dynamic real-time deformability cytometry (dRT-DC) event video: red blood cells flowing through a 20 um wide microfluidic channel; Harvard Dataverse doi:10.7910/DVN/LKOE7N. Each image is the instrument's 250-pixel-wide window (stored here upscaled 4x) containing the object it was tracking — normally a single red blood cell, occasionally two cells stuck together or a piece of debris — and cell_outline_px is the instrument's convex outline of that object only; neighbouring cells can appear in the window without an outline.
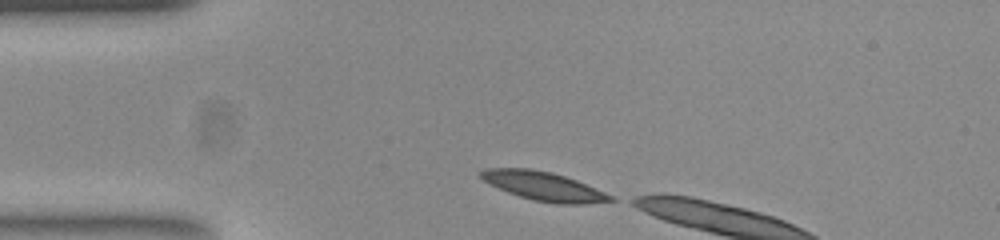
{"species": "common noctule bat (a hibernating species)", "species_latin": "Nyctalus noctula", "temperature_condition": "room temperature", "stored_images_in_passage": 4, "camera_frame_rate_fps": 3000, "um_per_image_px": 0.085, "animal": {"sex": "female", "body_mass_g": 23.0, "forearm_length_mm": 53.4}, "frame": {"image": 1, "passage_image": 1, "time_ms": 0.0, "image_size_px": [1000, 240], "cell_outline_px": [[616, 200], [584, 204], [556, 204], [532, 200], [508, 192], [484, 180], [480, 176], [480, 172], [488, 168], [532, 168], [552, 172], [576, 180], [604, 192], [612, 196]], "centroid_in_image_um": [46.23, 15.83], "position_along_channel_um": 38.8, "area_um2": 21.5}}